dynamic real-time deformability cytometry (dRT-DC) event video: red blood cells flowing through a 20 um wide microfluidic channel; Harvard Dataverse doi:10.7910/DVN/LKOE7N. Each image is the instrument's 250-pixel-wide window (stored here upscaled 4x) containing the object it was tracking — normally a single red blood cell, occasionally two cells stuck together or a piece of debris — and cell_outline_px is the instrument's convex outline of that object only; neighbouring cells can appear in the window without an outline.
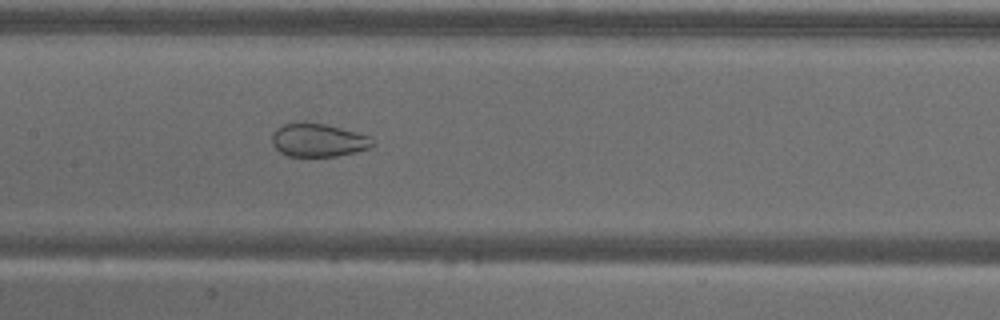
{"species": "common noctule bat (a hibernating species)", "species_latin": "Nyctalus noctula", "temperature_condition": "warm", "stored_images_in_passage": 54, "camera_frame_rate_fps": 3000, "um_per_image_px": 0.085, "animal": {"sex": "male", "body_mass_g": 18.8}, "frame": {"image": 1, "passage_image": 25, "time_ms": 8.0, "image_size_px": [1000, 320], "cell_outline_px": [[372, 148], [336, 156], [288, 156], [280, 152], [272, 144], [272, 132], [276, 128], [284, 124], [304, 120], [324, 124], [372, 136]], "centroid_in_image_um": [27.02, 11.89], "position_along_channel_um": 180.4, "area_um2": 19.71}}
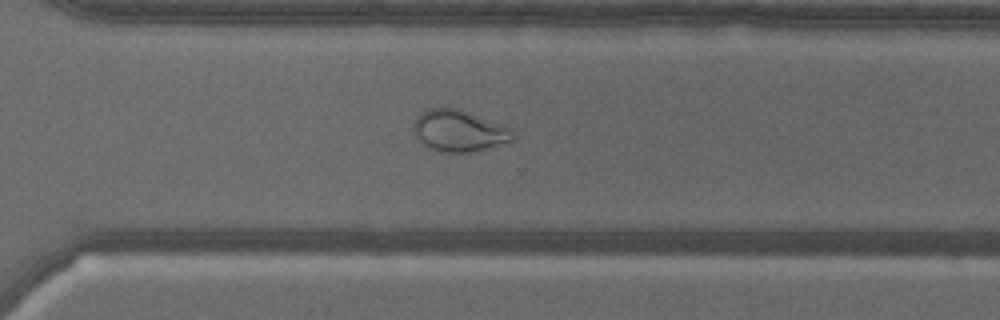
{"frame": {"image": 2, "passage_image": 38, "time_ms": 12.333, "image_size_px": [1000, 320], "cell_outline_px": [[516, 140], [472, 152], [444, 152], [432, 148], [424, 144], [416, 136], [412, 128], [412, 124], [416, 116], [420, 112], [428, 108], [460, 108], [504, 124], [512, 128], [516, 136]], "centroid_in_image_um": [39.06, 11.09], "position_along_channel_um": 331.5, "area_um2": 24.45}}
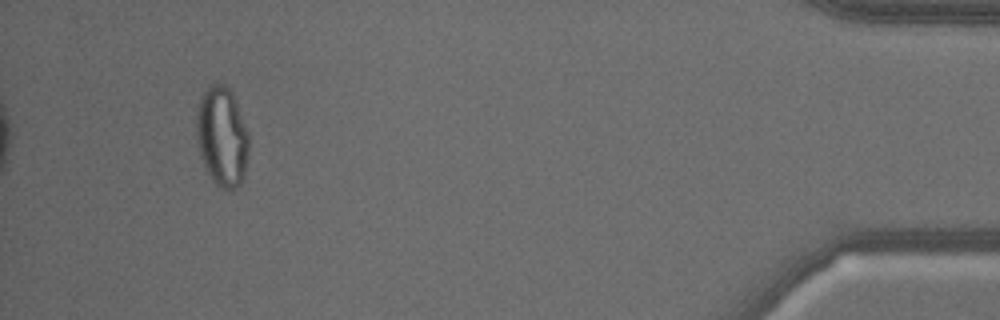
{"frame": {"image": 3, "passage_image": 51, "time_ms": 16.667, "image_size_px": [1000, 320], "cell_outline_px": [[248, 156], [244, 176], [240, 184], [236, 188], [228, 192], [216, 184], [212, 180], [204, 168], [200, 156], [196, 136], [196, 104], [200, 96], [216, 80], [224, 84], [232, 92], [248, 132]], "centroid_in_image_um": [18.85, 11.61], "position_along_channel_um": 416.4, "area_um2": 31.04}, "authors_computed_cell_mechanics": {"area_um2": 28.033, "velocity_mm_per_s": 3.51, "shape_relaxation_time_tau1_ms": null, "shape_relaxation_time_tau2_ms": 1.3696, "deformation_change_tau1": null, "deformation_change_tau2": 0.0614}}